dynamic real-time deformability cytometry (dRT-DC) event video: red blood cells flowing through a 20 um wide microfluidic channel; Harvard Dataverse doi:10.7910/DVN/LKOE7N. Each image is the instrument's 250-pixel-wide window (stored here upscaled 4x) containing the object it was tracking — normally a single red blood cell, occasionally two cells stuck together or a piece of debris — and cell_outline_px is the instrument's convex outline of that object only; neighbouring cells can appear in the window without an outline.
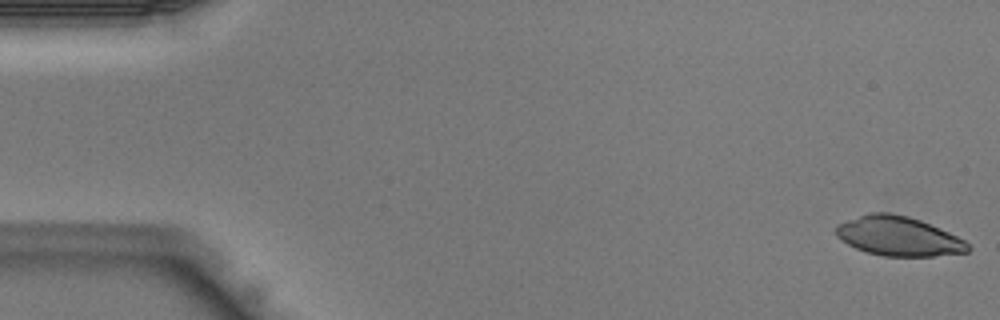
{"species": "Egyptian fruit bat (a non-hibernating species)", "species_latin": "Rousettus aegyptiacus", "temperature_condition": "warm", "stored_images_in_passage": 42, "camera_frame_rate_fps": 3000, "um_per_image_px": 0.085, "animal": {"sex": "male"}, "frame": {"image": 1, "passage_image": 1, "time_ms": 0.0, "image_size_px": [1000, 320], "cell_outline_px": [[972, 248], [968, 252], [932, 256], [884, 256], [868, 252], [856, 248], [848, 244], [836, 236], [836, 224], [872, 212], [888, 212], [908, 216], [920, 220], [940, 228], [964, 240]], "centroid_in_image_um": [76.38, 20.08], "position_along_channel_um": 8.6, "area_um2": 30.06}}
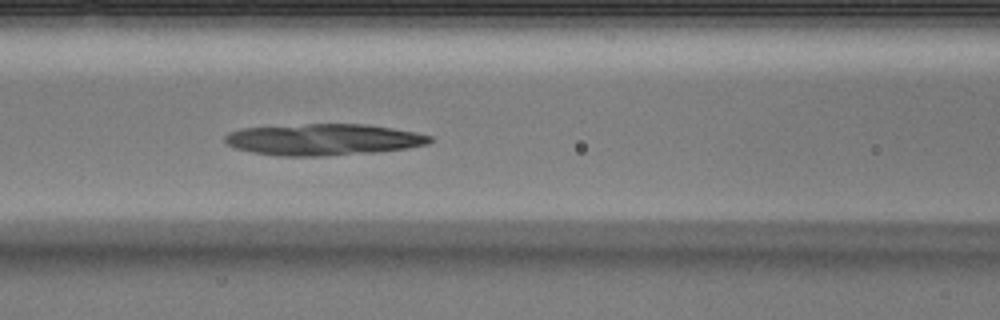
{"frame": {"image": 2, "passage_image": 18, "time_ms": 5.667, "image_size_px": [1000, 320], "cell_outline_px": [[432, 140], [428, 144], [408, 148], [376, 152], [320, 156], [276, 156], [252, 152], [236, 148], [228, 144], [224, 140], [224, 136], [228, 132], [244, 128], [308, 124], [368, 124], [416, 132], [432, 136]], "centroid_in_image_um": [27.5, 11.86], "position_along_channel_um": 139.1, "area_um2": 37.57}}
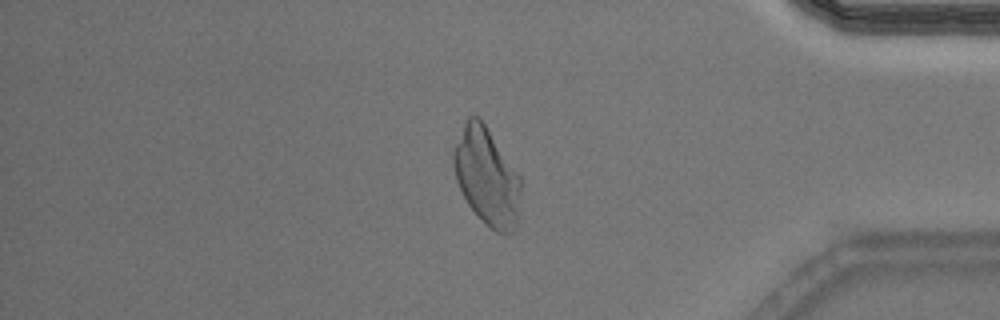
{"frame": {"image": 3, "passage_image": 36, "time_ms": 11.667, "image_size_px": [1000, 320], "cell_outline_px": [[520, 188], [516, 228], [512, 232], [504, 236], [496, 232], [468, 204], [456, 180], [452, 160], [452, 152], [464, 124], [468, 116], [480, 116], [520, 176]], "centroid_in_image_um": [41.37, 14.99], "position_along_channel_um": 393.8, "area_um2": 37.69}}